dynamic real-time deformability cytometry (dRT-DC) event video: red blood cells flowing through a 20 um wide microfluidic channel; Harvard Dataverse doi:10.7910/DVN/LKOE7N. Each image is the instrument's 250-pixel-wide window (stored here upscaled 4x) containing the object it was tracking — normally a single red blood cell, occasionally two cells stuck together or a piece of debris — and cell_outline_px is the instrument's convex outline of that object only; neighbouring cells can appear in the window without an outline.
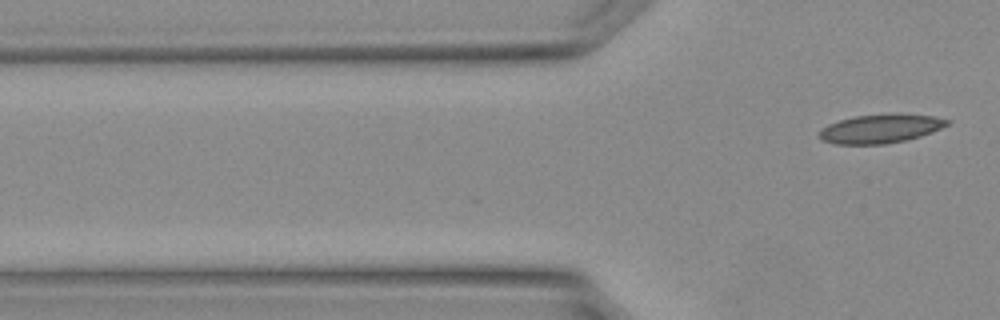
{"species": "Egyptian fruit bat (a non-hibernating species)", "species_latin": "Rousettus aegyptiacus", "temperature_condition": "warm", "stored_images_in_passage": 5, "camera_frame_rate_fps": 3000, "um_per_image_px": 0.085, "animal": {"sex": "female"}, "frame": {"image": 1, "passage_image": 5, "time_ms": 1.333, "image_size_px": [1000, 320], "cell_outline_px": [[952, 120], [948, 124], [932, 132], [920, 136], [904, 140], [884, 144], [836, 144], [824, 140], [820, 136], [820, 128], [828, 124], [840, 120], [856, 116], [932, 116]], "centroid_in_image_um": [74.8, 10.97], "position_along_channel_um": 51.0, "area_um2": 20.4}}